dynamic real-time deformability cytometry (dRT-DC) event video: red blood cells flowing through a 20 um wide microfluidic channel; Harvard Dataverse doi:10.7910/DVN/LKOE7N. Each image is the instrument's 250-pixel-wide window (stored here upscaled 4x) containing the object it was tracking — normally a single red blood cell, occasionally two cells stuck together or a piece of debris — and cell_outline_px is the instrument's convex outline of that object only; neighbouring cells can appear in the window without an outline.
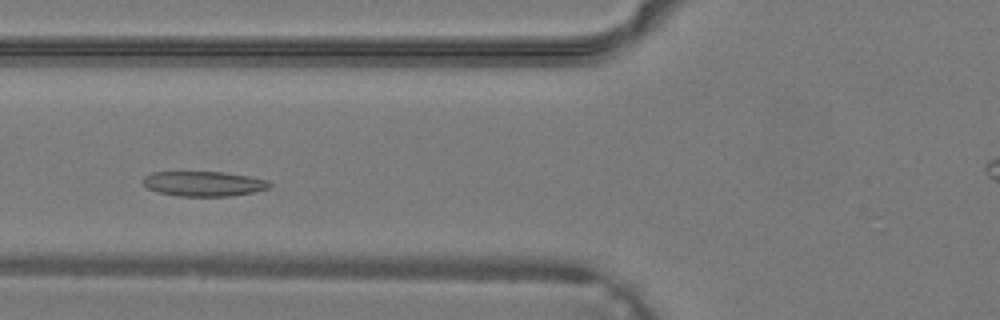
{"species": "common noctule bat (a hibernating species)", "species_latin": "Nyctalus noctula", "temperature_condition": "warm", "stored_images_in_passage": 34, "camera_frame_rate_fps": 3000, "um_per_image_px": 0.085, "animal": {"sex": "male", "body_mass_g": 19.2, "forearm_length_mm": 51.8}, "frame": {"image": 1, "passage_image": 9, "time_ms": 2.667, "image_size_px": [1000, 320], "cell_outline_px": [[272, 184], [268, 188], [256, 192], [228, 196], [176, 196], [160, 192], [148, 188], [144, 184], [144, 176], [152, 172], [224, 172], [248, 176], [268, 180]], "centroid_in_image_um": [17.35, 15.61], "position_along_channel_um": 108.5, "area_um2": 18.32}}
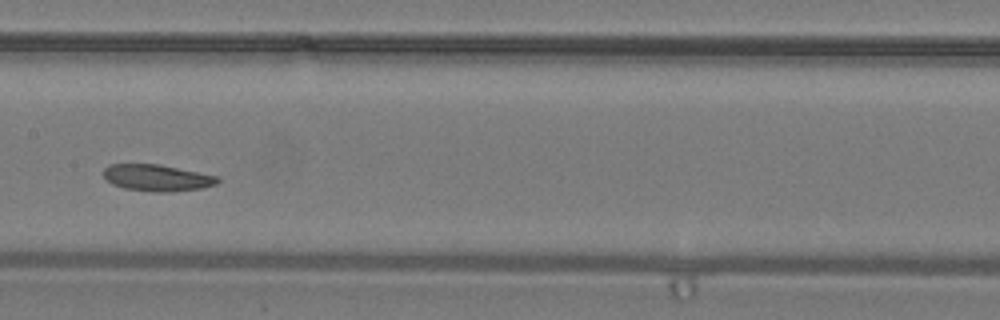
{"frame": {"image": 2, "passage_image": 14, "time_ms": 4.333, "image_size_px": [1000, 320], "cell_outline_px": [[220, 180], [216, 184], [200, 188], [172, 192], [156, 192], [124, 188], [112, 184], [104, 176], [104, 168], [108, 164], [160, 164], [220, 176]], "centroid_in_image_um": [13.38, 15.1], "position_along_channel_um": 194.0, "area_um2": 17.74}}
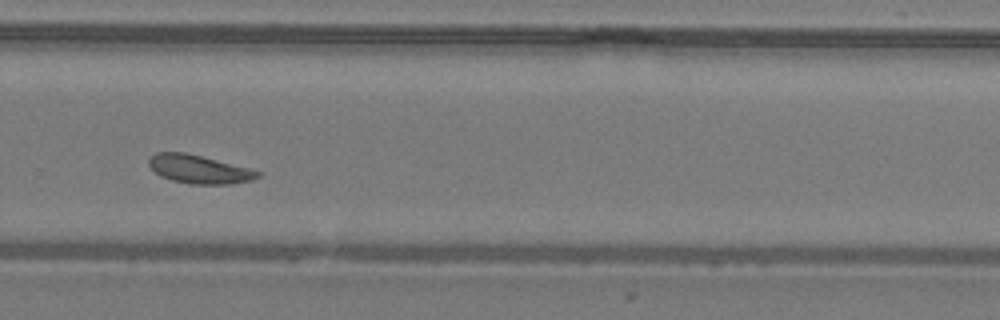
{"frame": {"image": 3, "passage_image": 21, "time_ms": 6.667, "image_size_px": [1000, 320], "cell_outline_px": [[260, 176], [252, 180], [228, 184], [188, 184], [172, 180], [160, 176], [148, 164], [148, 160], [156, 152], [184, 152], [248, 168], [260, 172]], "centroid_in_image_um": [16.89, 14.39], "position_along_channel_um": 312.9, "area_um2": 17.74}}